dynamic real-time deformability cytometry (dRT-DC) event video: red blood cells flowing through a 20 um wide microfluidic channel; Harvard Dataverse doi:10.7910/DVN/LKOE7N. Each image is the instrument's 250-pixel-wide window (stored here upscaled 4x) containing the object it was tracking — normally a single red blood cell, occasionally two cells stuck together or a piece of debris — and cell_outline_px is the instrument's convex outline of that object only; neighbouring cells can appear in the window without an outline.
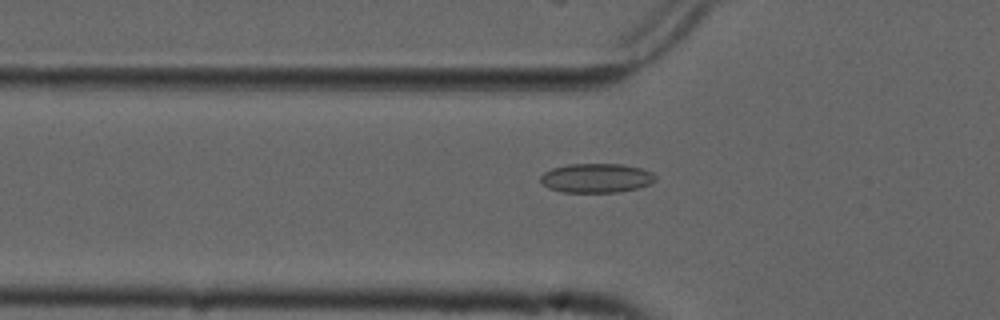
{"species": "common noctule bat (a hibernating species)", "species_latin": "Nyctalus noctula", "temperature_condition": "cold", "stored_images_in_passage": 55, "camera_frame_rate_fps": 3000, "um_per_image_px": 0.085, "animal": {"sex": "male", "forearm_length_mm": 52.5}, "frame": {"image": 1, "passage_image": 19, "time_ms": 6.0, "image_size_px": [1000, 320], "cell_outline_px": [[656, 180], [648, 184], [636, 188], [616, 192], [560, 192], [548, 188], [540, 180], [540, 176], [544, 172], [552, 168], [568, 164], [624, 164], [640, 168], [652, 172], [656, 176]], "centroid_in_image_um": [50.67, 15.13], "position_along_channel_um": 75.1, "area_um2": 19.54}}
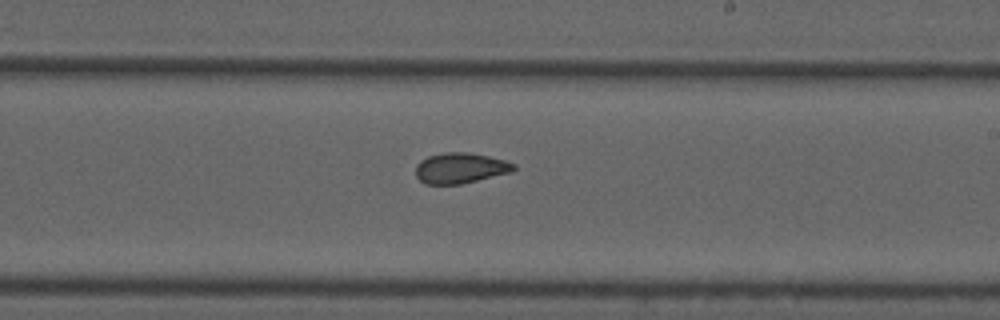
{"frame": {"image": 2, "passage_image": 33, "time_ms": 10.667, "image_size_px": [1000, 320], "cell_outline_px": [[516, 168], [512, 172], [460, 184], [424, 184], [416, 176], [416, 164], [420, 160], [428, 156], [448, 152], [468, 152], [488, 156], [504, 160], [516, 164]], "centroid_in_image_um": [39.12, 14.28], "position_along_channel_um": 249.9, "area_um2": 17.46}}
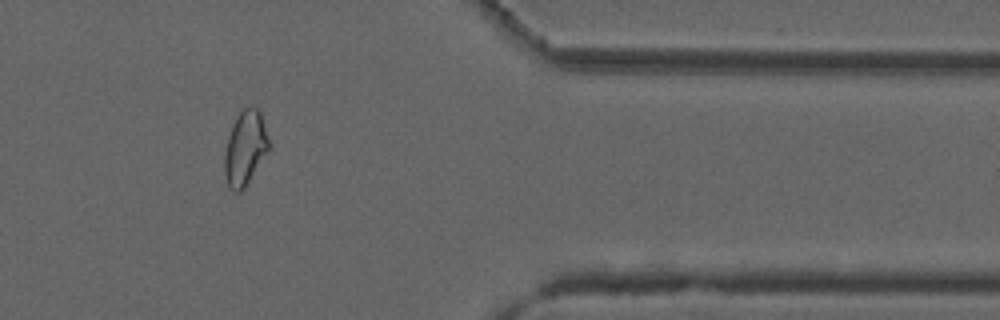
{"frame": {"image": 3, "passage_image": 46, "time_ms": 15.0, "image_size_px": [1000, 320], "cell_outline_px": [[268, 152], [244, 188], [240, 192], [236, 192], [228, 184], [224, 172], [224, 156], [228, 136], [232, 124], [240, 112], [244, 108], [256, 108], [260, 112], [268, 140]], "centroid_in_image_um": [20.82, 12.61], "position_along_channel_um": 390.6, "area_um2": 18.73}, "authors_computed_cell_mechanics": {"area_um2": 18.9584, "velocity_mm_per_s": 3.7442, "shape_relaxation_time_tau1_ms": null, "shape_relaxation_time_tau2_ms": 2.1209, "deformation_change_tau1": null, "deformation_change_tau2": 0.0743}}